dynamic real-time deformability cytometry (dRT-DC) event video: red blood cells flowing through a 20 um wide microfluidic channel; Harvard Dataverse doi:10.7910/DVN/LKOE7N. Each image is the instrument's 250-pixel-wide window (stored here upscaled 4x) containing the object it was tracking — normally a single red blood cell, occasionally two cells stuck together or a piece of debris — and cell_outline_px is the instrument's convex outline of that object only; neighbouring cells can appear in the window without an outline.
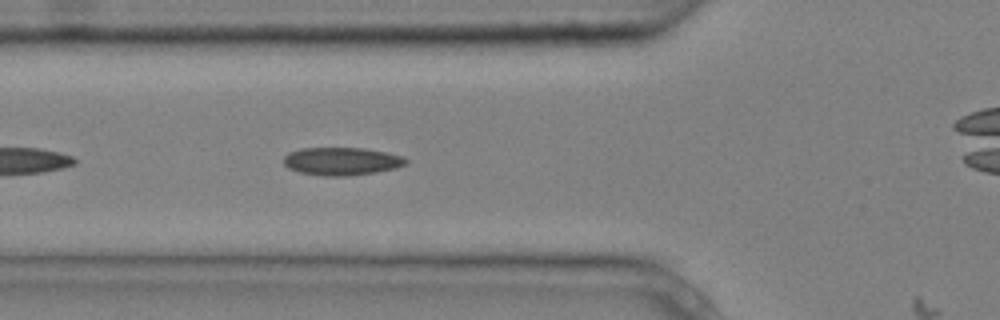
{"species": "common noctule bat (a hibernating species)", "species_latin": "Nyctalus noctula", "temperature_condition": "cold", "stored_images_in_passage": 4, "camera_frame_rate_fps": 3000, "um_per_image_px": 0.085, "animal": {"sex": "male", "body_mass_g": 20.4}, "frame": {"image": 1, "passage_image": 3, "time_ms": 0.667, "image_size_px": [1000, 320], "cell_outline_px": [[408, 164], [396, 168], [376, 172], [348, 176], [324, 176], [300, 172], [288, 168], [284, 164], [284, 156], [288, 152], [300, 148], [364, 148], [388, 152], [404, 156], [408, 160]], "centroid_in_image_um": [29.07, 13.7], "position_along_channel_um": 96.7, "area_um2": 20.11}}